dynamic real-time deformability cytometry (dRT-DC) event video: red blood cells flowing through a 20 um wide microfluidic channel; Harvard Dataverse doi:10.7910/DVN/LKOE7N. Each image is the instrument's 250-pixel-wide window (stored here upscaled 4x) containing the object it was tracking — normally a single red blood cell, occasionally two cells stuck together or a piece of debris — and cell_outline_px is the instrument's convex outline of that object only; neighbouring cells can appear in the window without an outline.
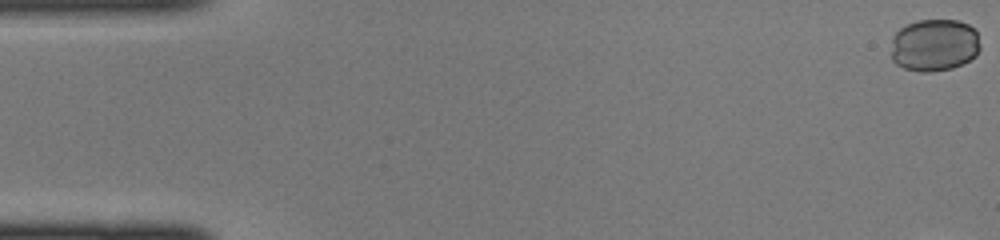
{"species": "common noctule bat (a hibernating species)", "species_latin": "Nyctalus noctula", "temperature_condition": "cold", "stored_images_in_passage": 10, "camera_frame_rate_fps": 3000, "um_per_image_px": 0.085, "animal": {"sex": "female", "body_mass_g": 22.0, "forearm_length_mm": 56.7}, "frame": {"image": 1, "passage_image": 1, "time_ms": 0.0, "image_size_px": [1000, 240], "cell_outline_px": [[980, 48], [976, 56], [952, 68], [932, 72], [920, 72], [904, 68], [896, 64], [892, 60], [892, 36], [900, 28], [916, 20], [956, 20], [968, 24], [976, 32], [980, 44]], "centroid_in_image_um": [79.4, 3.84], "position_along_channel_um": 5.6, "area_um2": 27.28}}